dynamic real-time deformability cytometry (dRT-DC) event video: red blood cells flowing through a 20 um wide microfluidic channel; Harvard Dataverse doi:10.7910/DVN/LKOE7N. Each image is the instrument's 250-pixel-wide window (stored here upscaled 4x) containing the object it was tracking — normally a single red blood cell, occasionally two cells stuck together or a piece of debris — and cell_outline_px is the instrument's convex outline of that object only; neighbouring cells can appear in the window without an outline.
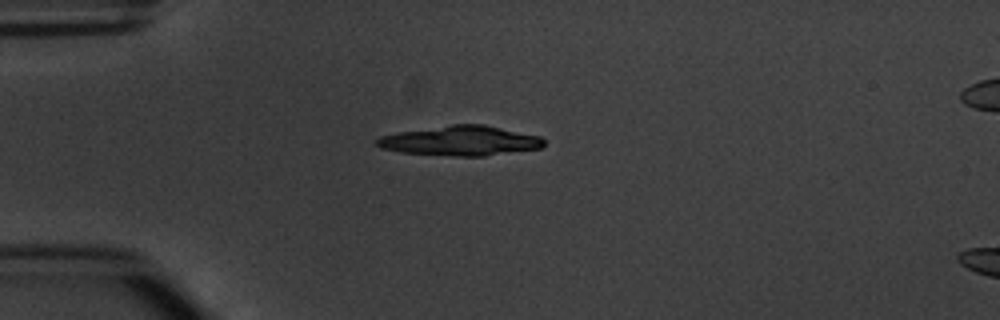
{"species": "common noctule bat (a hibernating species)", "species_latin": "Nyctalus noctula", "temperature_condition": "warm", "stored_images_in_passage": 2, "segment_of_instrument_passage": [1, 2], "camera_frame_rate_fps": 3000, "um_per_image_px": 0.085, "animal": {"sex": "male", "body_mass_g": 20.1, "forearm_length_mm": 53.5}, "frame": {"image": 1, "passage_image": 1, "time_ms": 0.0, "image_size_px": [1000, 320], "cell_outline_px": [[544, 148], [484, 156], [456, 156], [400, 152], [380, 148], [376, 144], [376, 140], [380, 136], [396, 132], [452, 124], [484, 124], [540, 136], [544, 140]], "centroid_in_image_um": [39.15, 11.96], "position_along_channel_um": 45.9, "area_um2": 29.13}}